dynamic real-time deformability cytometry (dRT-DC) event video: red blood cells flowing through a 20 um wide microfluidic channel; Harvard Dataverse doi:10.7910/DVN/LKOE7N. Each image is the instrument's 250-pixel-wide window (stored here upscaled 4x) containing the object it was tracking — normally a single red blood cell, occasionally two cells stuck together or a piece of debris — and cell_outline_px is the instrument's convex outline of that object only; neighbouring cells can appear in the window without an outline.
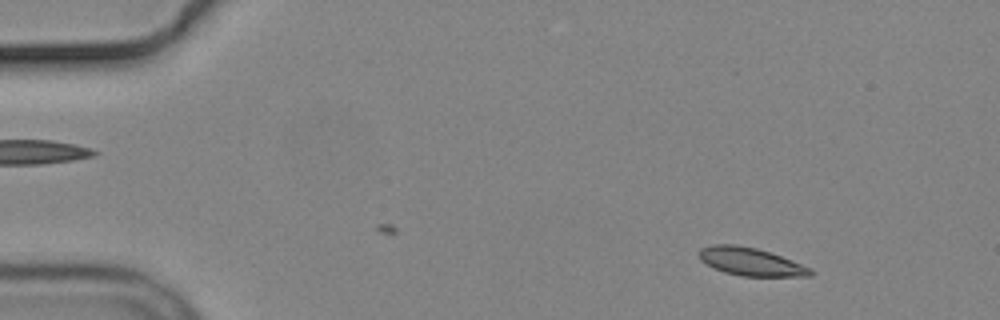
{"species": "common noctule bat (a hibernating species)", "species_latin": "Nyctalus noctula", "temperature_condition": "cold", "stored_images_in_passage": 4, "camera_frame_rate_fps": 3000, "um_per_image_px": 0.085, "animal": {"sex": "male", "body_mass_g": 19.2, "forearm_length_mm": 51.8}, "frame": {"image": 1, "passage_image": 1, "time_ms": 0.0, "image_size_px": [1000, 320], "cell_outline_px": [[812, 276], [740, 276], [724, 272], [700, 260], [700, 248], [712, 244], [732, 244], [756, 248], [792, 260], [812, 268]], "centroid_in_image_um": [63.82, 22.24], "position_along_channel_um": 21.2, "area_um2": 17.92}}
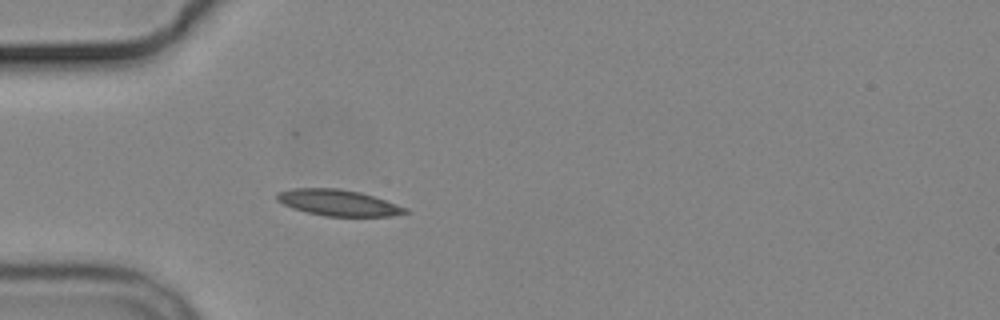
{"frame": {"image": 2, "passage_image": 4, "time_ms": 3.333, "image_size_px": [1000, 320], "cell_outline_px": [[408, 212], [388, 216], [324, 216], [292, 208], [276, 200], [276, 192], [292, 188], [336, 188], [360, 192], [408, 208]], "centroid_in_image_um": [28.69, 17.22], "position_along_channel_um": 56.3, "area_um2": 19.36}}